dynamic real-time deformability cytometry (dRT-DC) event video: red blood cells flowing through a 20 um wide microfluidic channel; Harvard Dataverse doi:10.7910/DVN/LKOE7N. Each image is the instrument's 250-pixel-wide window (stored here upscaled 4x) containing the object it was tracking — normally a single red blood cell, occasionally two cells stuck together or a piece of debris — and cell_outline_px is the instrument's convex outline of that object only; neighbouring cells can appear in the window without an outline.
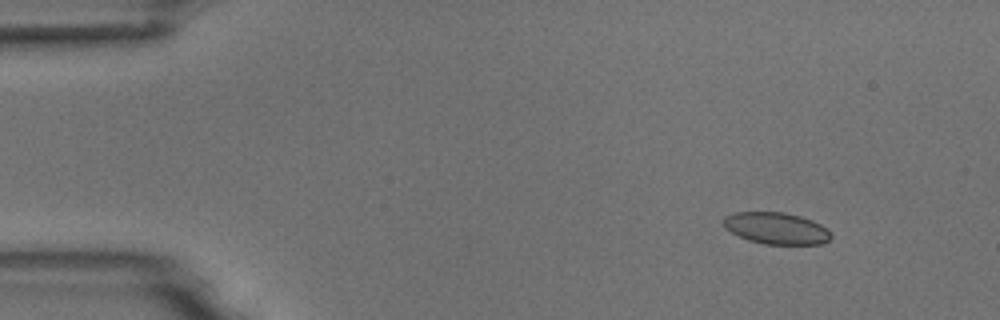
{"species": "common noctule bat (a hibernating species)", "species_latin": "Nyctalus noctula", "temperature_condition": "room temperature", "stored_images_in_passage": 5, "camera_frame_rate_fps": 3000, "um_per_image_px": 0.085, "animal": {"sex": "male", "body_mass_g": 18.8}, "frame": {"image": 1, "passage_image": 1, "time_ms": 0.0, "image_size_px": [1000, 320], "cell_outline_px": [[832, 236], [824, 244], [764, 244], [748, 240], [724, 228], [724, 216], [736, 212], [784, 212], [800, 216], [812, 220], [820, 224]], "centroid_in_image_um": [65.97, 19.4], "position_along_channel_um": 19.0, "area_um2": 19.71}}
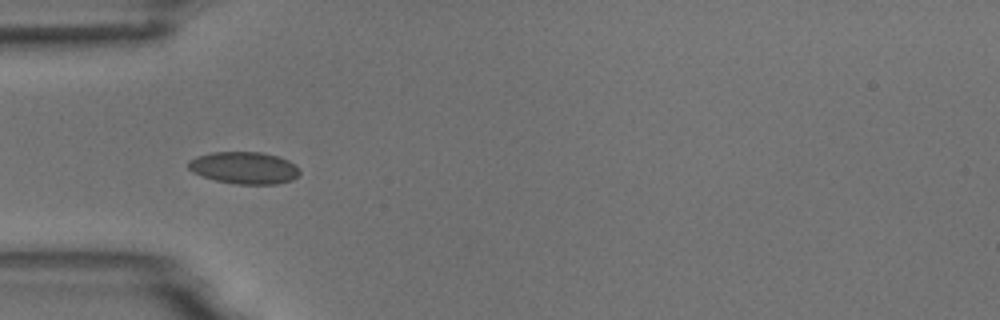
{"frame": {"image": 2, "passage_image": 4, "time_ms": 3.667, "image_size_px": [1000, 320], "cell_outline_px": [[300, 172], [292, 180], [276, 184], [236, 184], [216, 180], [192, 172], [188, 168], [188, 160], [196, 156], [212, 152], [260, 152], [280, 156], [296, 164], [300, 168]], "centroid_in_image_um": [20.77, 14.25], "position_along_channel_um": 64.2, "area_um2": 20.92}}